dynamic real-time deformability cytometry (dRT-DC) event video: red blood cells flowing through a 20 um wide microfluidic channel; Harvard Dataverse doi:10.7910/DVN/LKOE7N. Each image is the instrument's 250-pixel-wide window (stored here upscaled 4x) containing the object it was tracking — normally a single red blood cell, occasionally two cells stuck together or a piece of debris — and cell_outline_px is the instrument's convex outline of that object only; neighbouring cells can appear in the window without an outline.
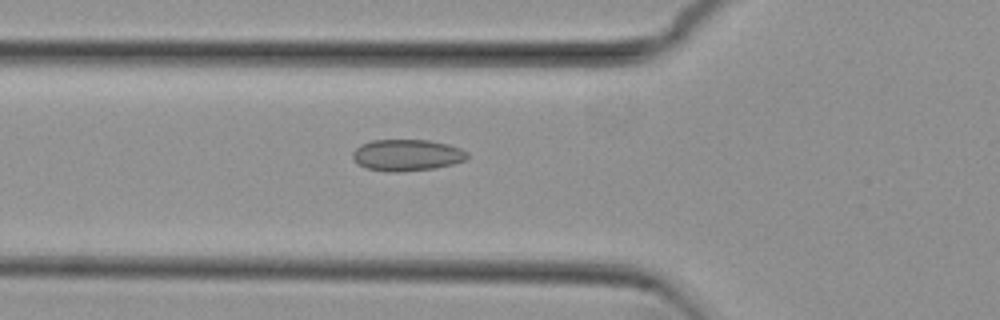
{"species": "common noctule bat (a hibernating species)", "species_latin": "Nyctalus noctula", "temperature_condition": "cold", "stored_images_in_passage": 52, "camera_frame_rate_fps": 3000, "um_per_image_px": 0.085, "animal": {"sex": "female", "body_mass_g": 29.2, "forearm_length_mm": 56.3}, "frame": {"image": 1, "passage_image": 17, "time_ms": 5.333, "image_size_px": [1000, 320], "cell_outline_px": [[468, 160], [436, 168], [400, 172], [388, 172], [364, 168], [352, 160], [352, 152], [360, 144], [372, 140], [428, 140], [448, 144], [460, 148], [468, 152]], "centroid_in_image_um": [34.57, 13.19], "position_along_channel_um": 91.2, "area_um2": 21.39}}
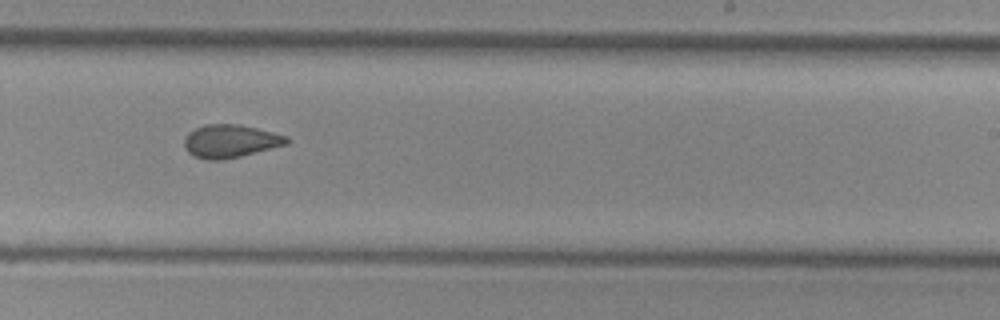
{"frame": {"image": 2, "passage_image": 31, "time_ms": 10.0, "image_size_px": [1000, 320], "cell_outline_px": [[292, 140], [288, 144], [224, 160], [208, 160], [196, 156], [188, 152], [184, 148], [184, 140], [188, 132], [204, 124], [240, 124], [288, 136]], "centroid_in_image_um": [19.59, 11.99], "position_along_channel_um": 269.4, "area_um2": 19.77}}
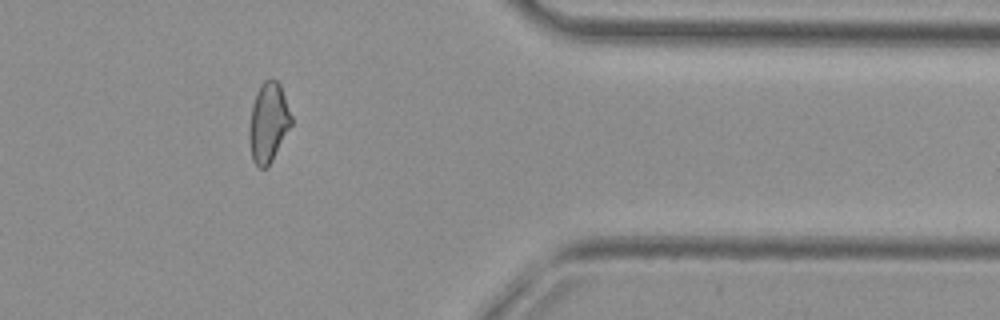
{"frame": {"image": 3, "passage_image": 42, "time_ms": 13.667, "image_size_px": [1000, 320], "cell_outline_px": [[292, 124], [268, 168], [260, 168], [252, 160], [248, 140], [248, 128], [252, 104], [256, 92], [260, 84], [264, 80], [276, 80], [280, 84], [292, 116]], "centroid_in_image_um": [22.79, 10.43], "position_along_channel_um": 388.6, "area_um2": 19.77}, "authors_computed_cell_mechanics": {"area_um2": 20.3167, "velocity_mm_per_s": 3.809, "shape_relaxation_time_tau1_ms": null, "shape_relaxation_time_tau2_ms": 1.8695, "deformation_change_tau1": null, "deformation_change_tau2": 0.0612}}